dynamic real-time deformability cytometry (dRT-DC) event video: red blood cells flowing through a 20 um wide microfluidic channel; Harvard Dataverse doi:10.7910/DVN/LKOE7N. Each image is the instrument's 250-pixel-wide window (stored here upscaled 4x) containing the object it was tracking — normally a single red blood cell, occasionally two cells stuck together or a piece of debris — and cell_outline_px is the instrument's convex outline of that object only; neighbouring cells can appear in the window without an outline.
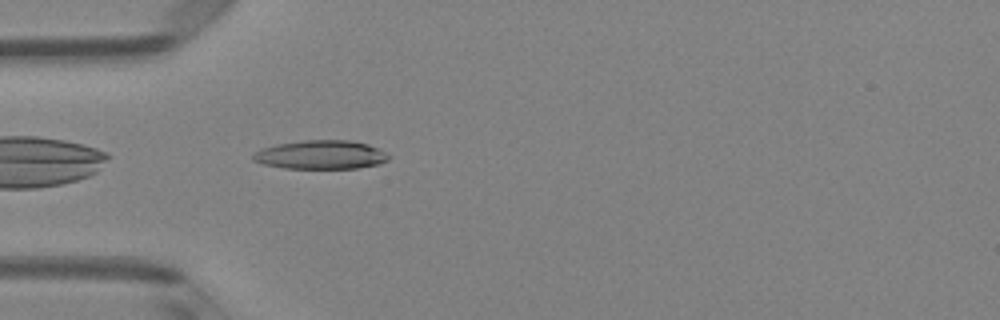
{"species": "Egyptian fruit bat (a non-hibernating species)", "species_latin": "Rousettus aegyptiacus", "temperature_condition": "room temperature", "stored_images_in_passage": 36, "camera_frame_rate_fps": 3000, "um_per_image_px": 0.085, "animal": {"sex": "female"}, "frame": {"image": 1, "passage_image": 2, "time_ms": 0.333, "image_size_px": [1000, 320], "cell_outline_px": [[388, 160], [380, 164], [356, 168], [284, 168], [264, 164], [252, 160], [252, 152], [276, 144], [304, 140], [348, 140], [368, 144], [384, 152], [388, 156]], "centroid_in_image_um": [27.23, 13.15], "position_along_channel_um": 57.8, "area_um2": 22.6}}
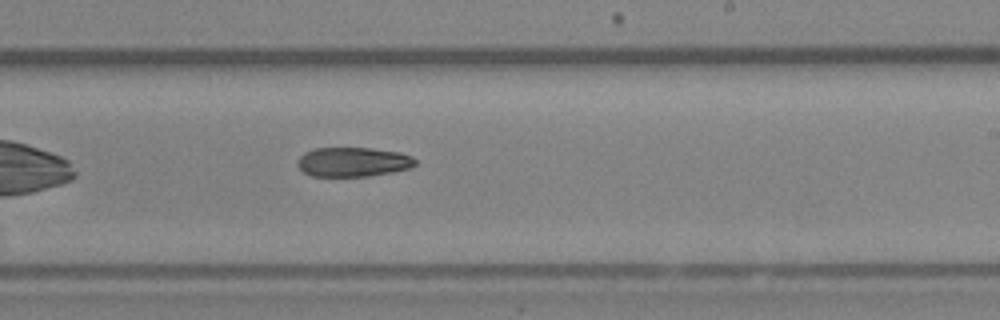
{"frame": {"image": 2, "passage_image": 17, "time_ms": 5.333, "image_size_px": [1000, 320], "cell_outline_px": [[416, 164], [408, 168], [392, 172], [368, 176], [312, 176], [304, 172], [296, 164], [296, 160], [304, 152], [312, 148], [372, 148], [400, 152], [412, 156], [416, 160]], "centroid_in_image_um": [29.98, 13.75], "position_along_channel_um": 259.0, "area_um2": 20.29}}
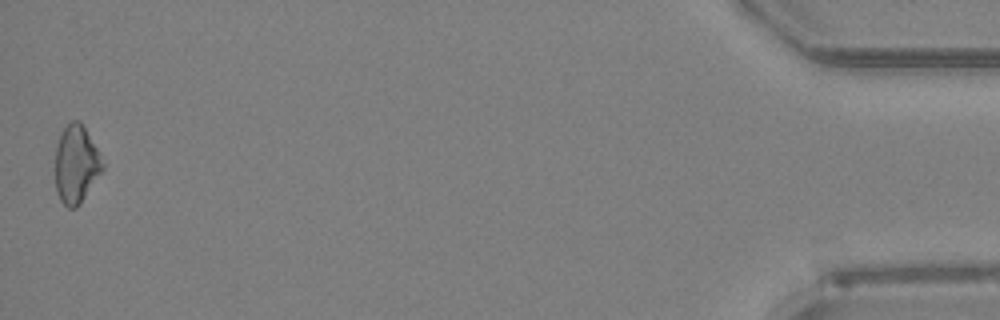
{"frame": {"image": 3, "passage_image": 36, "time_ms": 11.667, "image_size_px": [1000, 320], "cell_outline_px": [[104, 168], [80, 204], [76, 208], [68, 208], [60, 200], [56, 188], [56, 148], [60, 136], [64, 128], [72, 120], [80, 120], [100, 152], [104, 164]], "centroid_in_image_um": [6.49, 13.96], "position_along_channel_um": 428.7, "area_um2": 21.39}}